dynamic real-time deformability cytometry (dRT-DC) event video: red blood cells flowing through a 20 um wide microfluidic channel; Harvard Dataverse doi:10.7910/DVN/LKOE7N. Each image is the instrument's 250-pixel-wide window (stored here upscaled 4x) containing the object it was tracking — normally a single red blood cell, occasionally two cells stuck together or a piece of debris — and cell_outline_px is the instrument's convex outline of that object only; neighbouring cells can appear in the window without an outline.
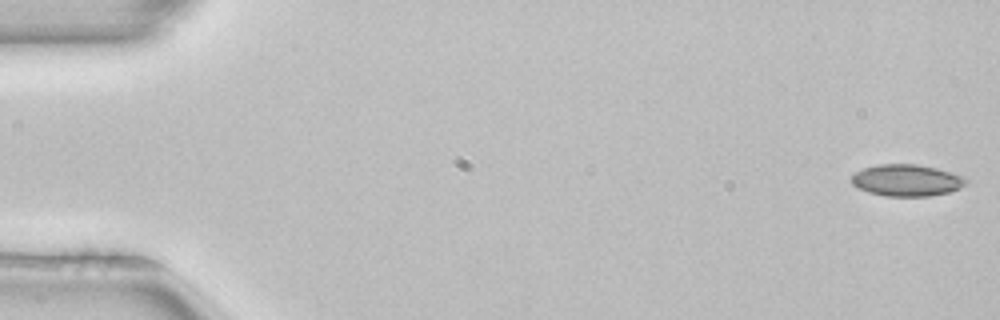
{"species": "common noctule bat (a hibernating species)", "species_latin": "Nyctalus noctula", "temperature_condition": "room temperature", "stored_images_in_passage": 4, "camera_frame_rate_fps": 3000, "um_per_image_px": 0.085, "animal": {"sex": "female", "body_mass_g": 22.7, "forearm_length_mm": 54.2}, "frame": {"image": 1, "passage_image": 1, "time_ms": 0.0, "image_size_px": [1000, 320], "cell_outline_px": [[968, 184], [960, 188], [948, 192], [928, 196], [888, 196], [868, 192], [852, 184], [852, 176], [856, 172], [864, 168], [876, 164], [916, 164], [936, 168], [964, 176], [968, 180]], "centroid_in_image_um": [77.1, 15.32], "position_along_channel_um": 7.9, "area_um2": 21.1}}
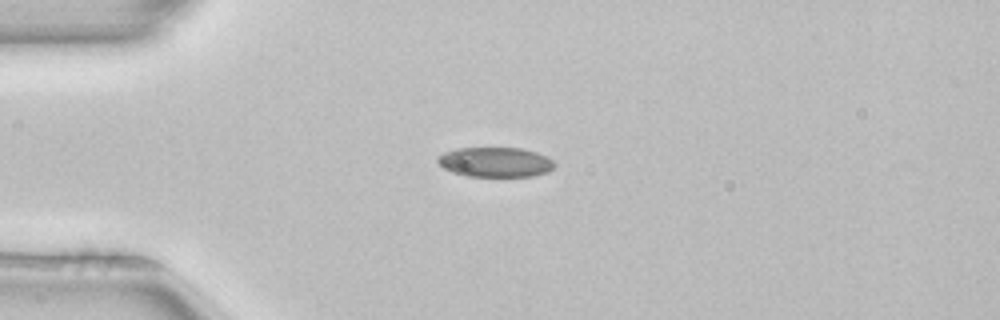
{"frame": {"image": 2, "passage_image": 4, "time_ms": 1.0, "image_size_px": [1000, 320], "cell_outline_px": [[556, 164], [548, 172], [532, 176], [464, 176], [452, 172], [444, 168], [436, 160], [436, 156], [444, 152], [456, 148], [524, 148], [548, 156]], "centroid_in_image_um": [42.09, 13.77], "position_along_channel_um": 42.9, "area_um2": 20.46}}